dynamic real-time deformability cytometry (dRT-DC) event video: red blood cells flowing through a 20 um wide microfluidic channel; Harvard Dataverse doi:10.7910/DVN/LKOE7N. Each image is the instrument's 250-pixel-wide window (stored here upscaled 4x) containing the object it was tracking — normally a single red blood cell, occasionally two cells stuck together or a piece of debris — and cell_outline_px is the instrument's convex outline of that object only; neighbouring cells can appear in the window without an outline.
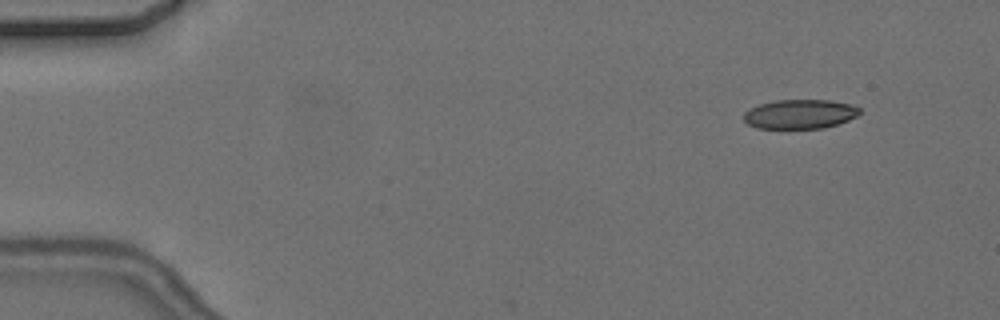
{"species": "common noctule bat (a hibernating species)", "species_latin": "Nyctalus noctula", "temperature_condition": "cold", "stored_images_in_passage": 5, "camera_frame_rate_fps": 3000, "um_per_image_px": 0.085, "animal": {"sex": "female", "body_mass_g": 24.6, "forearm_length_mm": 56.2}, "frame": {"image": 1, "passage_image": 2, "time_ms": 1.333, "image_size_px": [1000, 320], "cell_outline_px": [[860, 112], [856, 116], [848, 120], [824, 128], [756, 128], [748, 124], [744, 120], [744, 112], [748, 108], [760, 104], [776, 100], [828, 100], [852, 104], [860, 108]], "centroid_in_image_um": [67.97, 9.69], "position_along_channel_um": 17.0, "area_um2": 19.77}}